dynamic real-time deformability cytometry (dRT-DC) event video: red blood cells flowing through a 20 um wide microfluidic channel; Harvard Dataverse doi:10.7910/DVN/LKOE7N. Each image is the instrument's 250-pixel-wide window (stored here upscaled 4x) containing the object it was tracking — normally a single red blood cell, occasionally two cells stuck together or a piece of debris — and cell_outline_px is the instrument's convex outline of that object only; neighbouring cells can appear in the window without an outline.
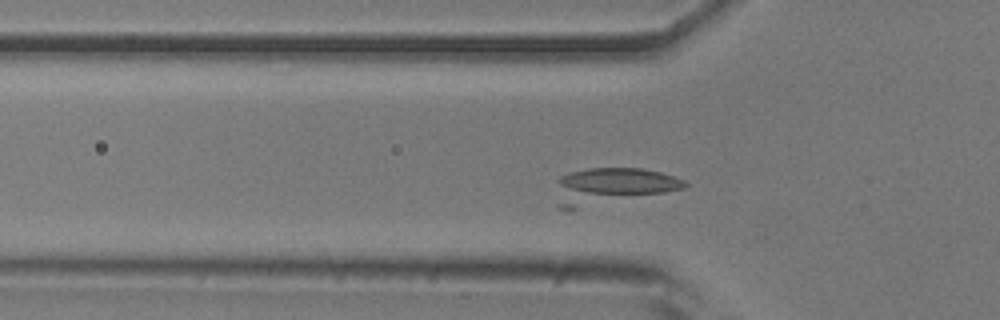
{"species": "common noctule bat (a hibernating species)", "species_latin": "Nyctalus noctula", "temperature_condition": "room temperature", "stored_images_in_passage": 23, "camera_frame_rate_fps": 3000, "um_per_image_px": 0.085, "animal": {"sex": "male", "body_mass_g": 20.5, "forearm_length_mm": 52.5}, "frame": {"image": 1, "passage_image": 6, "time_ms": 1.667, "image_size_px": [1000, 320], "cell_outline_px": [[688, 184], [684, 188], [572, 212], [568, 212], [556, 208], [556, 180], [560, 176], [568, 172], [588, 168], [640, 168], [660, 172], [684, 180]], "centroid_in_image_um": [51.87, 15.87], "position_along_channel_um": 73.9, "area_um2": 28.32}}
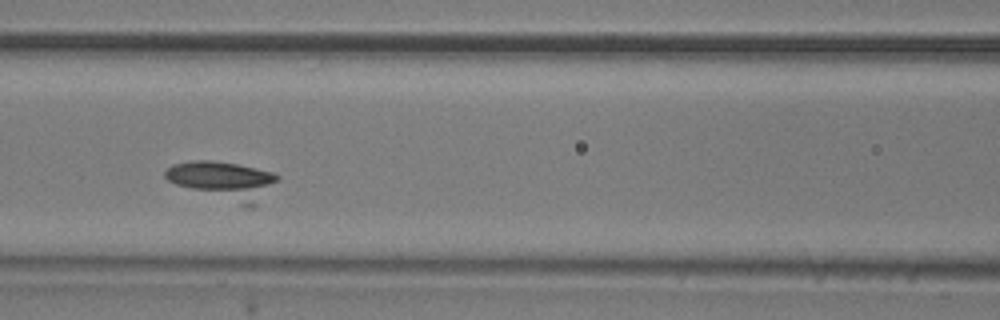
{"frame": {"image": 2, "passage_image": 12, "time_ms": 3.667, "image_size_px": [1000, 320], "cell_outline_px": [[280, 176], [256, 204], [252, 208], [244, 208], [176, 184], [168, 180], [164, 176], [164, 172], [172, 164], [192, 160], [212, 160], [236, 164], [272, 172]], "centroid_in_image_um": [18.96, 15.36], "position_along_channel_um": 147.6, "area_um2": 24.8}}
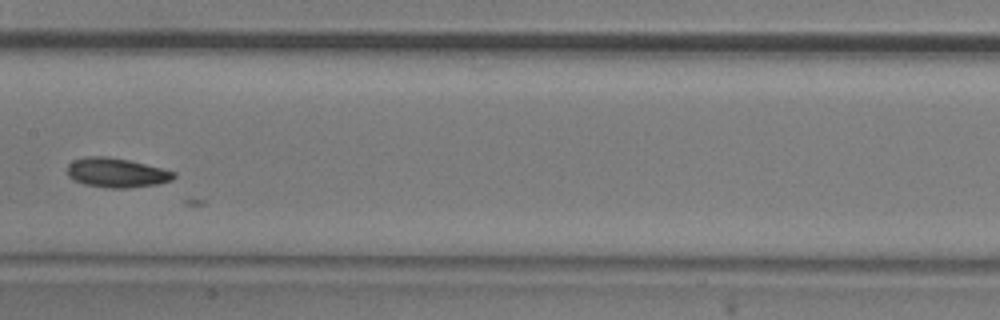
{"frame": {"image": 3, "passage_image": 16, "time_ms": 5.0, "image_size_px": [1000, 320], "cell_outline_px": [[176, 176], [172, 180], [160, 184], [128, 188], [108, 188], [84, 184], [72, 180], [68, 176], [68, 164], [72, 160], [88, 156], [104, 156], [128, 160], [176, 172]], "centroid_in_image_um": [9.89, 14.69], "position_along_channel_um": 197.5, "area_um2": 18.32}}